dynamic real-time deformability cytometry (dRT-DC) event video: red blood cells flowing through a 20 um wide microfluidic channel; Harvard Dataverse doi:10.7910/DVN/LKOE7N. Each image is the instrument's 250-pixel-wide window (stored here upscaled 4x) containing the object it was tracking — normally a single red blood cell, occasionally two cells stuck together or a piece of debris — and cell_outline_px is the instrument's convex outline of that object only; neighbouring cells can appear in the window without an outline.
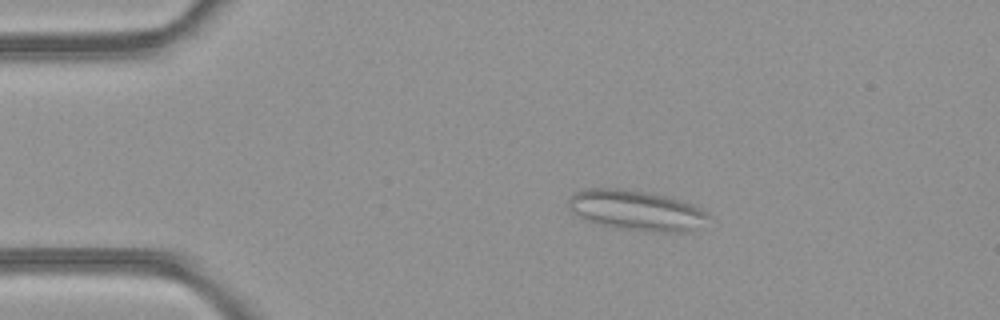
{"species": "common noctule bat (a hibernating species)", "species_latin": "Nyctalus noctula", "temperature_condition": "room temperature", "stored_images_in_passage": 48, "camera_frame_rate_fps": 3000, "um_per_image_px": 0.085, "animal": {"sex": "female", "body_mass_g": 21.9}, "frame": {"image": 1, "passage_image": 9, "time_ms": 2.667, "image_size_px": [1000, 320], "cell_outline_px": [[708, 216], [692, 228], [684, 232], [648, 232], [616, 228], [584, 220], [576, 216], [568, 208], [568, 200], [572, 192], [584, 188], [620, 188], [664, 196], [680, 200], [704, 212]], "centroid_in_image_um": [53.9, 17.87], "position_along_channel_um": 31.1, "area_um2": 32.25}}
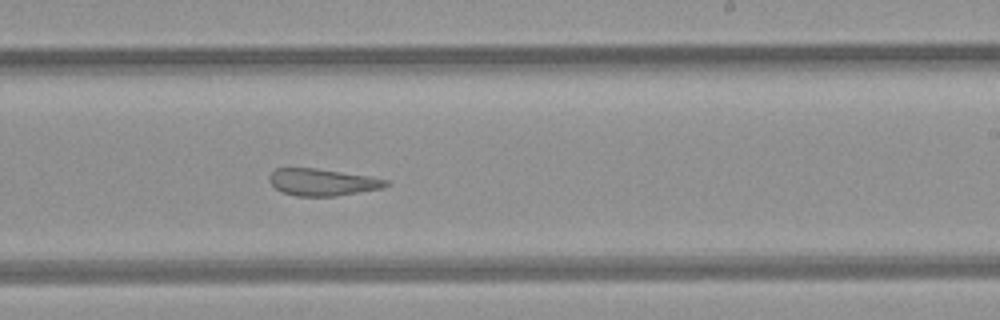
{"frame": {"image": 2, "passage_image": 29, "time_ms": 9.333, "image_size_px": [1000, 320], "cell_outline_px": [[388, 184], [380, 188], [336, 196], [296, 196], [284, 192], [276, 188], [268, 180], [268, 176], [276, 168], [316, 168], [368, 176], [388, 180]], "centroid_in_image_um": [27.36, 15.48], "position_along_channel_um": 261.6, "area_um2": 18.03}}
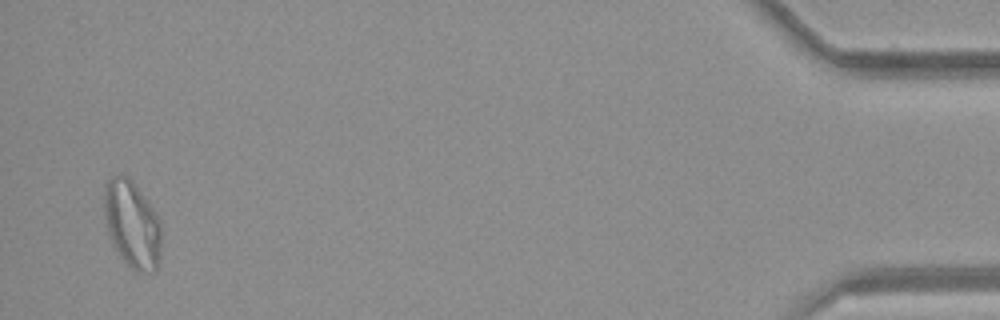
{"frame": {"image": 3, "passage_image": 47, "time_ms": 15.333, "image_size_px": [1000, 320], "cell_outline_px": [[160, 260], [156, 272], [136, 272], [124, 260], [112, 244], [104, 220], [104, 184], [112, 176], [128, 176], [132, 180], [152, 208], [160, 220]], "centroid_in_image_um": [11.22, 19.08], "position_along_channel_um": 424.0, "area_um2": 29.02}, "authors_computed_cell_mechanics": {"area_um2": 23.2356, "velocity_mm_per_s": 4.2415, "shape_relaxation_time_tau1_ms": null, "shape_relaxation_time_tau2_ms": 1.6587, "deformation_change_tau1": null, "deformation_change_tau2": 0.1079}}